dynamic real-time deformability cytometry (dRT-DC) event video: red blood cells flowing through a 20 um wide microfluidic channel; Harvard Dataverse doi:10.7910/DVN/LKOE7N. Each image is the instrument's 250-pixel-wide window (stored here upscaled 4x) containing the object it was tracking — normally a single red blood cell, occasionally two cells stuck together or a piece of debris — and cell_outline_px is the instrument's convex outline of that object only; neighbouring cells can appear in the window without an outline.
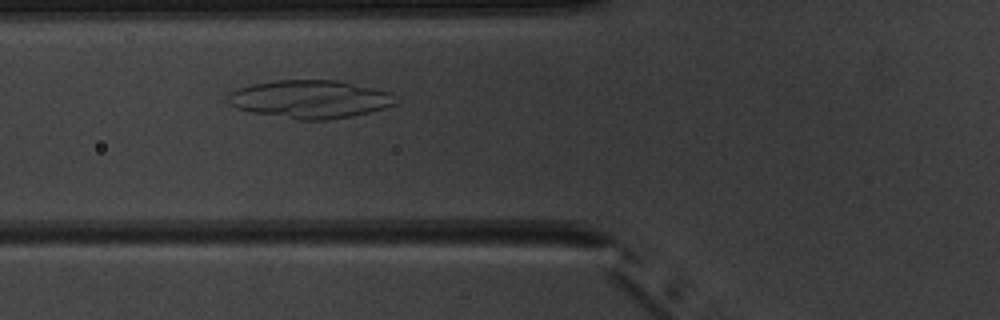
{"species": "common noctule bat (a hibernating species)", "species_latin": "Nyctalus noctula", "temperature_condition": "warm", "stored_images_in_passage": 3, "camera_frame_rate_fps": 3000, "um_per_image_px": 0.085, "animal": {"sex": "male", "body_mass_g": 20.1, "forearm_length_mm": 53.5}, "frame": {"image": 1, "passage_image": 3, "time_ms": 2.333, "image_size_px": [1000, 320], "cell_outline_px": [[400, 96], [396, 104], [384, 108], [352, 116], [328, 120], [296, 120], [252, 112], [236, 108], [228, 100], [228, 96], [236, 88], [252, 84], [276, 80], [336, 80], [392, 92]], "centroid_in_image_um": [26.41, 8.43], "position_along_channel_um": 99.4, "area_um2": 37.4}}